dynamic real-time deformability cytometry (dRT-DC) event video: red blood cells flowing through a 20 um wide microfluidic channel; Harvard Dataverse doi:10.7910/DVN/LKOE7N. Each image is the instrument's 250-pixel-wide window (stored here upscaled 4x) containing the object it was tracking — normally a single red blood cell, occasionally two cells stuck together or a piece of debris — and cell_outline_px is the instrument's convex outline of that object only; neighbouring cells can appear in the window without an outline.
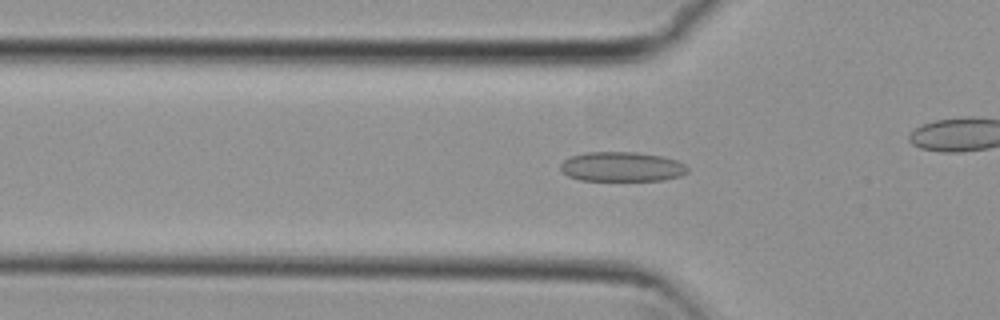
{"species": "common noctule bat (a hibernating species)", "species_latin": "Nyctalus noctula", "temperature_condition": "cold", "stored_images_in_passage": 31, "camera_frame_rate_fps": 3000, "um_per_image_px": 0.085, "animal": {"sex": "female", "body_mass_g": 29.2, "forearm_length_mm": 56.3}, "frame": {"image": 1, "passage_image": 6, "time_ms": 1.667, "image_size_px": [1000, 320], "cell_outline_px": [[688, 172], [680, 176], [664, 180], [580, 180], [568, 176], [560, 168], [560, 164], [564, 160], [572, 156], [588, 152], [636, 152], [660, 156], [676, 160], [684, 164], [688, 168]], "centroid_in_image_um": [52.86, 14.17], "position_along_channel_um": 72.9, "area_um2": 21.79}}
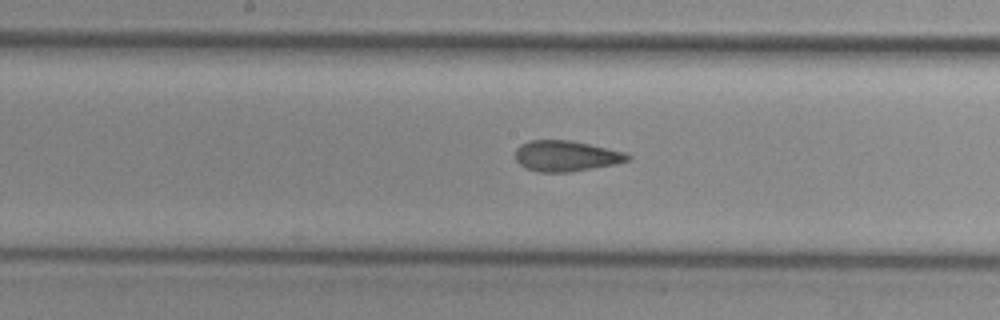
{"frame": {"image": 2, "passage_image": 16, "time_ms": 5.0, "image_size_px": [1000, 320], "cell_outline_px": [[632, 160], [616, 164], [568, 172], [536, 172], [524, 168], [516, 160], [516, 148], [520, 144], [528, 140], [568, 140], [588, 144], [624, 152], [632, 156]], "centroid_in_image_um": [48.1, 13.26], "position_along_channel_um": 200.1, "area_um2": 20.17}}
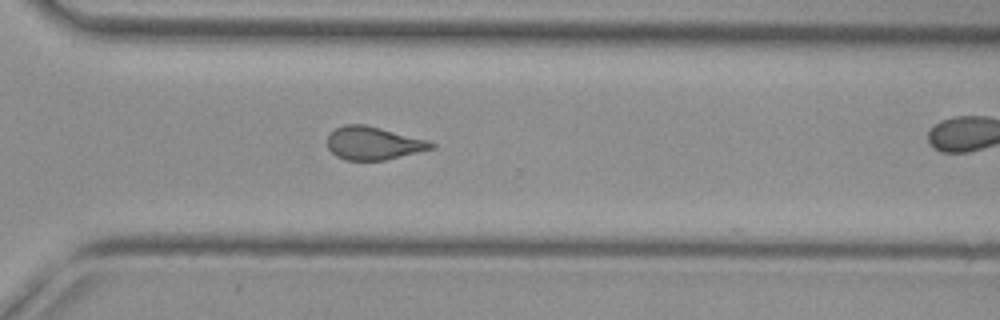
{"frame": {"image": 3, "passage_image": 27, "time_ms": 8.667, "image_size_px": [1000, 320], "cell_outline_px": [[436, 148], [384, 160], [344, 160], [336, 156], [328, 148], [328, 136], [336, 128], [344, 124], [364, 124], [428, 140], [436, 144]], "centroid_in_image_um": [31.75, 12.17], "position_along_channel_um": 338.9, "area_um2": 19.94}}